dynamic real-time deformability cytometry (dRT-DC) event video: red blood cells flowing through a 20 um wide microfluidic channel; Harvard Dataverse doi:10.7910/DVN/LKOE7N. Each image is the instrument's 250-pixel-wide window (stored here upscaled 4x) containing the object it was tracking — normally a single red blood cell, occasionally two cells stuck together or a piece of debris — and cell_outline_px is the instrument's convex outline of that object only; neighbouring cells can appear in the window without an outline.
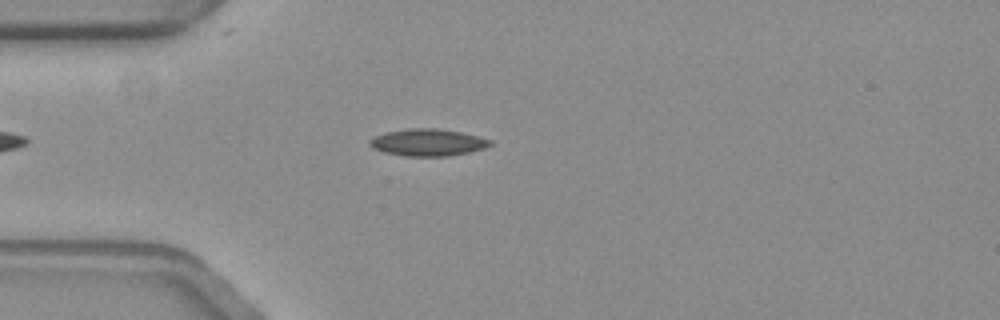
{"species": "common noctule bat (a hibernating species)", "species_latin": "Nyctalus noctula", "temperature_condition": "warm", "stored_images_in_passage": 52, "camera_frame_rate_fps": 3000, "um_per_image_px": 0.085, "animal": {"sex": "female", "body_mass_g": 19.3, "forearm_length_mm": 54.1}, "frame": {"image": 1, "passage_image": 10, "time_ms": 3.0, "image_size_px": [1000, 320], "cell_outline_px": [[492, 144], [484, 148], [468, 152], [448, 156], [404, 156], [384, 152], [372, 148], [368, 144], [368, 140], [372, 136], [384, 132], [408, 128], [436, 128], [460, 132], [492, 140]], "centroid_in_image_um": [36.29, 12.1], "position_along_channel_um": 48.7, "area_um2": 19.07}}
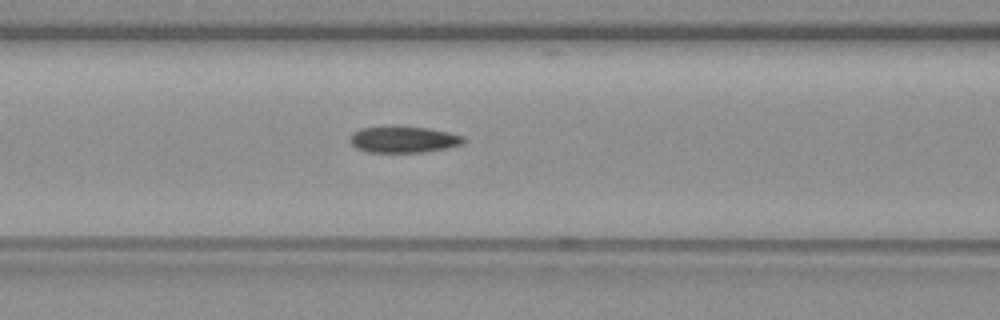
{"frame": {"image": 2, "passage_image": 18, "time_ms": 5.667, "image_size_px": [1000, 320], "cell_outline_px": [[468, 140], [464, 144], [448, 148], [424, 152], [368, 152], [356, 148], [352, 144], [352, 132], [360, 128], [388, 124], [392, 124], [428, 128], [448, 132], [464, 136]], "centroid_in_image_um": [34.33, 11.82], "position_along_channel_um": 132.3, "area_um2": 18.09}}
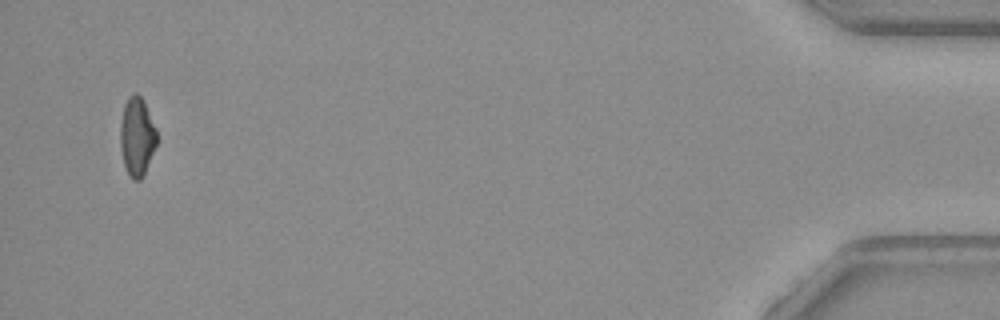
{"frame": {"image": 3, "passage_image": 50, "time_ms": 16.333, "image_size_px": [1000, 320], "cell_outline_px": [[156, 144], [144, 176], [140, 180], [132, 180], [124, 164], [120, 148], [120, 124], [124, 104], [128, 96], [132, 92], [136, 92], [144, 100], [156, 128]], "centroid_in_image_um": [11.63, 11.58], "position_along_channel_um": 423.6, "area_um2": 16.88}, "authors_computed_cell_mechanics": {"area_um2": 17.4556, "velocity_mm_per_s": 3.5745, "shape_relaxation_time_tau1_ms": null, "shape_relaxation_time_tau2_ms": 4.3317, "deformation_change_tau1": null, "deformation_change_tau2": 0.1101}}